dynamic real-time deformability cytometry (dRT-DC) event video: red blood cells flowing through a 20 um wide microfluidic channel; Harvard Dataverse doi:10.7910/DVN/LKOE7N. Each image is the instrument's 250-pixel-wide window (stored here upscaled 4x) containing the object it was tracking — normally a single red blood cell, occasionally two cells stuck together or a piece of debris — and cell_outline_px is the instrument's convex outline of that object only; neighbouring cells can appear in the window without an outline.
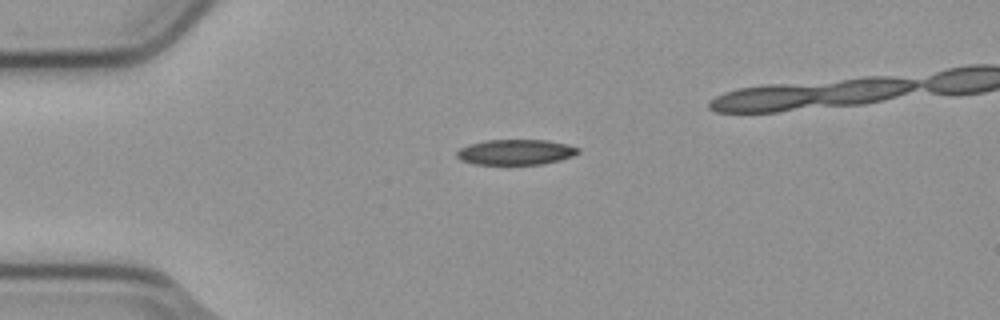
{"species": "common noctule bat (a hibernating species)", "species_latin": "Nyctalus noctula", "temperature_condition": "cold", "stored_images_in_passage": 5, "segment_of_instrument_passage": [1, 2], "camera_frame_rate_fps": 3000, "um_per_image_px": 0.085, "animal": {"sex": "male", "body_mass_g": 23.1, "forearm_length_mm": 52.7}, "frame": {"image": 1, "passage_image": 1, "time_ms": 0.0, "image_size_px": [1000, 320], "cell_outline_px": [[580, 152], [572, 156], [560, 160], [544, 164], [472, 164], [460, 160], [456, 156], [456, 152], [460, 148], [468, 144], [488, 140], [548, 140], [568, 144], [580, 148]], "centroid_in_image_um": [43.84, 12.93], "position_along_channel_um": 41.2, "area_um2": 18.09}}
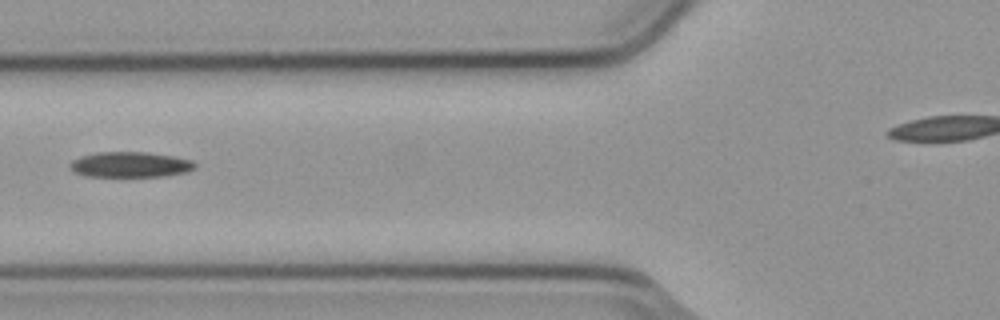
{"frame": {"image": 2, "passage_image": 3, "time_ms": 0.667, "image_size_px": [1000, 320], "cell_outline_px": [[196, 168], [188, 172], [164, 176], [84, 176], [76, 172], [68, 164], [72, 160], [80, 156], [96, 152], [148, 152], [172, 156], [192, 160], [196, 164]], "centroid_in_image_um": [11.09, 13.98], "position_along_channel_um": 114.7, "area_um2": 18.55}}
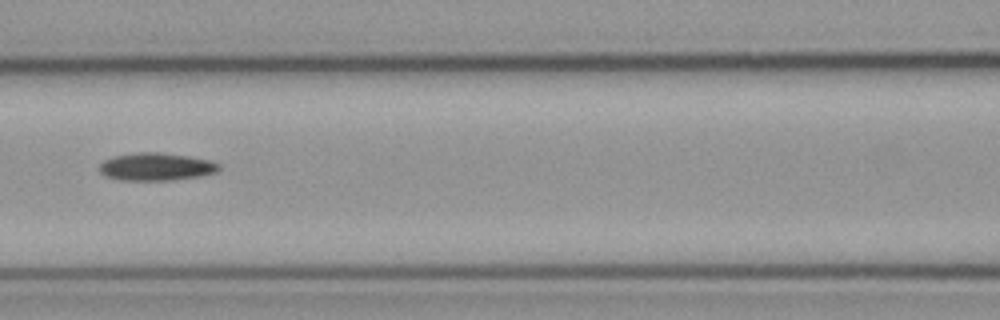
{"frame": {"image": 3, "passage_image": 4, "time_ms": 1.0, "image_size_px": [1000, 320], "cell_outline_px": [[220, 168], [216, 172], [200, 176], [168, 180], [120, 180], [104, 176], [100, 172], [100, 164], [104, 160], [112, 156], [140, 152], [156, 152], [188, 156], [208, 160], [220, 164]], "centroid_in_image_um": [13.24, 14.17], "position_along_channel_um": 153.4, "area_um2": 19.19}}